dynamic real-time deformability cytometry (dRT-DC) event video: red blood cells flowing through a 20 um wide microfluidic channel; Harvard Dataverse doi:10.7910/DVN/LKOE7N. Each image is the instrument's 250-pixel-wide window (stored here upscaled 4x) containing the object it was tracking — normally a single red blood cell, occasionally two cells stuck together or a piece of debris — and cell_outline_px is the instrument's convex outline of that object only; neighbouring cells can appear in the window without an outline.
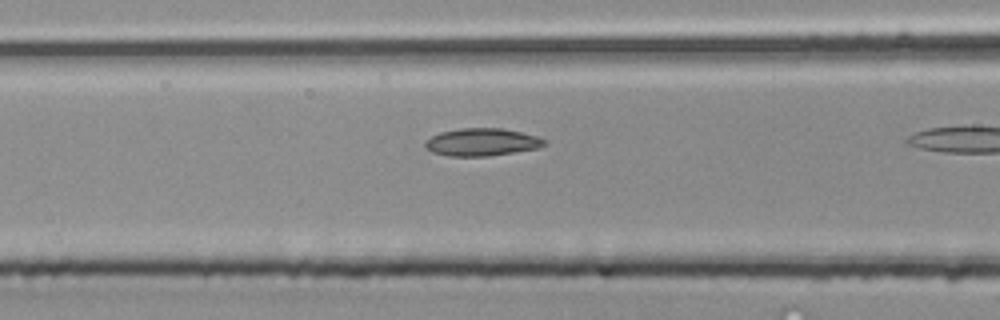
{"species": "common noctule bat (a hibernating species)", "species_latin": "Nyctalus noctula", "temperature_condition": "room temperature", "stored_images_in_passage": 9, "camera_frame_rate_fps": 3000, "um_per_image_px": 0.085, "animal": {"sex": "male", "body_mass_g": 20.4}, "frame": {"image": 1, "passage_image": 8, "time_ms": 2.333, "image_size_px": [1000, 320], "cell_outline_px": [[544, 144], [536, 148], [488, 156], [448, 156], [432, 152], [424, 144], [424, 140], [440, 132], [460, 128], [500, 128], [520, 132], [536, 136], [544, 140]], "centroid_in_image_um": [40.88, 12.07], "position_along_channel_um": 125.7, "area_um2": 18.84}}